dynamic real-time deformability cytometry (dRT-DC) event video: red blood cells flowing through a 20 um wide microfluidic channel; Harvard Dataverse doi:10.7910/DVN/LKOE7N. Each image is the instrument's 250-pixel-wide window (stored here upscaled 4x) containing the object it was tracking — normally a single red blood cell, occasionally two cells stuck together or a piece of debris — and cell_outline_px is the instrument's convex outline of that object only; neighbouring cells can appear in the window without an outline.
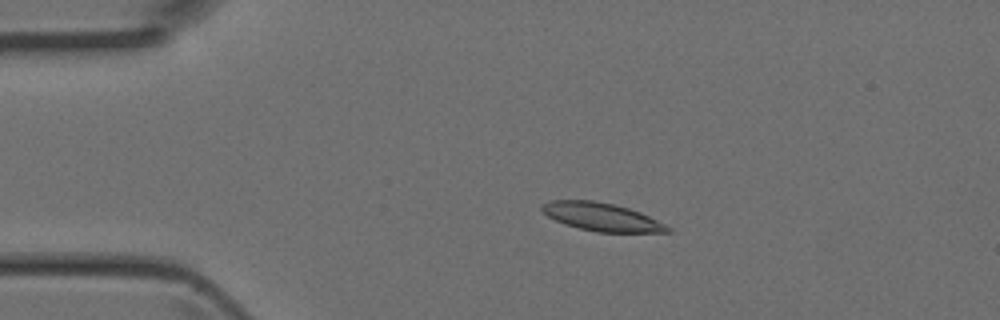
{"species": "Egyptian fruit bat (a non-hibernating species)", "species_latin": "Rousettus aegyptiacus", "temperature_condition": "room temperature", "stored_images_in_passage": 4, "camera_frame_rate_fps": 3000, "um_per_image_px": 0.085, "animal": {"sex": "female"}, "frame": {"image": 1, "passage_image": 3, "time_ms": 0.667, "image_size_px": [1000, 320], "cell_outline_px": [[672, 232], [596, 232], [564, 224], [548, 216], [540, 208], [540, 204], [548, 200], [592, 200], [616, 204], [640, 212], [672, 228]], "centroid_in_image_um": [51.11, 18.42], "position_along_channel_um": 33.9, "area_um2": 20.58}}